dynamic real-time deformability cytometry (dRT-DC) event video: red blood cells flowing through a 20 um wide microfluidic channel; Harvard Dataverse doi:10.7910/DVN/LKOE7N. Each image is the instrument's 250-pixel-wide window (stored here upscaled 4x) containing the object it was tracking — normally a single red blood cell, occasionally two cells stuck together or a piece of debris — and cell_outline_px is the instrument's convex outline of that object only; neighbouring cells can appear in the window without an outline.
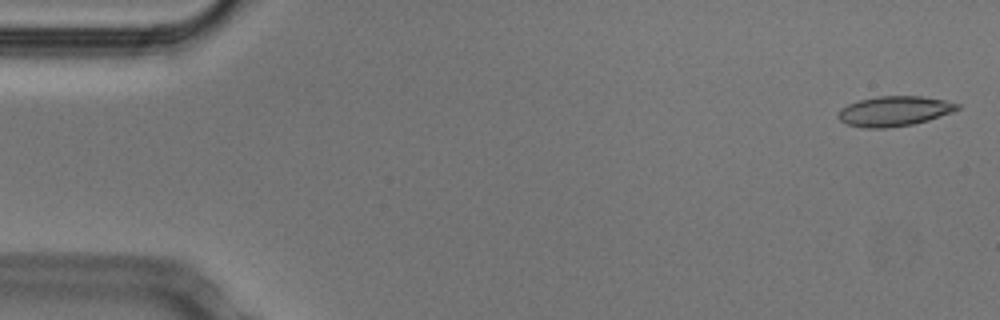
{"species": "Egyptian fruit bat (a non-hibernating species)", "species_latin": "Rousettus aegyptiacus", "temperature_condition": "cold", "stored_images_in_passage": 51, "camera_frame_rate_fps": 3000, "um_per_image_px": 0.085, "animal": {"sex": "male"}, "frame": {"image": 1, "passage_image": 1, "time_ms": 0.0, "image_size_px": [1000, 320], "cell_outline_px": [[960, 108], [952, 112], [928, 120], [912, 124], [884, 128], [864, 128], [848, 124], [840, 120], [836, 116], [840, 108], [848, 104], [860, 100], [880, 96], [920, 96], [944, 100], [960, 104]], "centroid_in_image_um": [75.99, 9.44], "position_along_channel_um": 9.0, "area_um2": 20.69}}
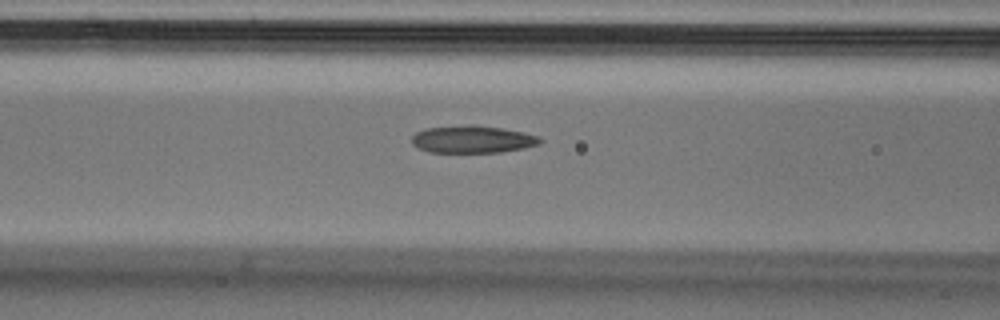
{"frame": {"image": 2, "passage_image": 20, "time_ms": 6.333, "image_size_px": [1000, 320], "cell_outline_px": [[544, 140], [540, 144], [524, 148], [500, 152], [428, 152], [416, 148], [412, 144], [412, 136], [416, 132], [424, 128], [468, 124], [472, 124], [504, 128], [524, 132], [536, 136]], "centroid_in_image_um": [40.14, 11.83], "position_along_channel_um": 126.5, "area_um2": 20.75}}
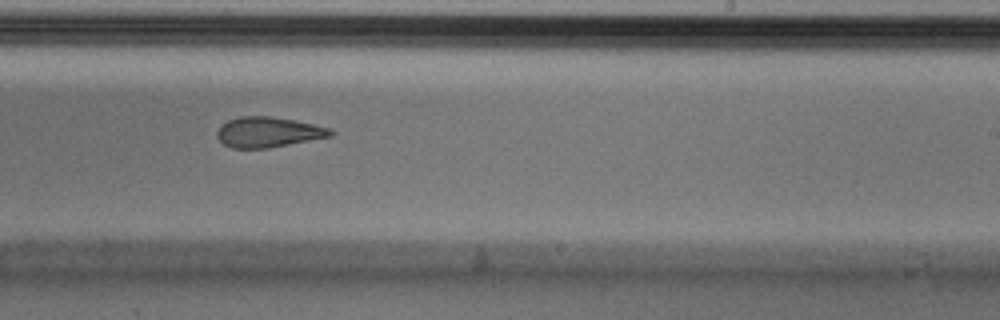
{"frame": {"image": 3, "passage_image": 31, "time_ms": 10.0, "image_size_px": [1000, 320], "cell_outline_px": [[336, 132], [332, 136], [268, 148], [232, 148], [224, 144], [216, 136], [216, 132], [228, 120], [240, 116], [268, 116], [292, 120], [332, 128]], "centroid_in_image_um": [22.82, 11.23], "position_along_channel_um": 266.2, "area_um2": 19.88}, "authors_computed_cell_mechanics": {"area_um2": 21.0392, "velocity_mm_per_s": 3.8118, "shape_relaxation_time_tau1_ms": 10.1585, "shape_relaxation_time_tau2_ms": 2.2677, "deformation_change_tau1": 0.2413, "deformation_change_tau2": 0.1062}}